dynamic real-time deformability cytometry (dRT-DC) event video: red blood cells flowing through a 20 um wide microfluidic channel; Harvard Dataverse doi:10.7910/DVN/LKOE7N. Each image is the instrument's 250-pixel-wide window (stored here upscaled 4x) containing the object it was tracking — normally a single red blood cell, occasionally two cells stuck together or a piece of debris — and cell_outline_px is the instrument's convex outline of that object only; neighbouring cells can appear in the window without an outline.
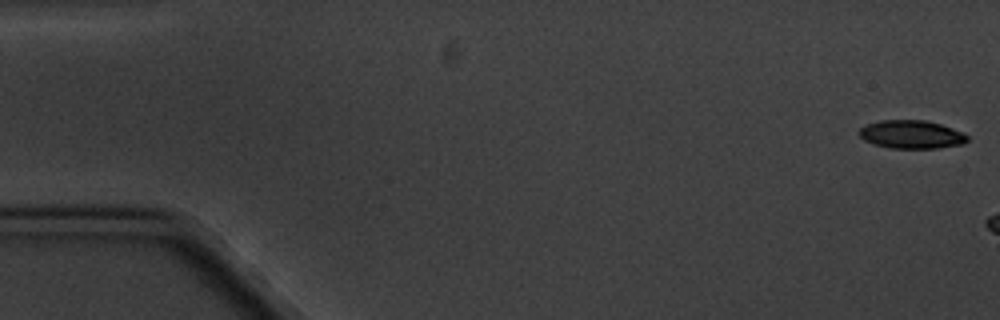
{"species": "common noctule bat (a hibernating species)", "species_latin": "Nyctalus noctula", "temperature_condition": "cold", "stored_images_in_passage": 4, "camera_frame_rate_fps": 3000, "um_per_image_px": 0.085, "animal": {"sex": "male", "body_mass_g": 20.1, "forearm_length_mm": 53.5}, "frame": {"image": 1, "passage_image": 1, "time_ms": 0.0, "image_size_px": [1000, 320], "cell_outline_px": [[968, 140], [964, 144], [936, 148], [892, 148], [876, 144], [864, 140], [856, 132], [860, 128], [868, 124], [880, 120], [924, 120], [940, 124], [952, 128], [968, 136]], "centroid_in_image_um": [77.46, 11.42], "position_along_channel_um": 7.5, "area_um2": 17.69}}